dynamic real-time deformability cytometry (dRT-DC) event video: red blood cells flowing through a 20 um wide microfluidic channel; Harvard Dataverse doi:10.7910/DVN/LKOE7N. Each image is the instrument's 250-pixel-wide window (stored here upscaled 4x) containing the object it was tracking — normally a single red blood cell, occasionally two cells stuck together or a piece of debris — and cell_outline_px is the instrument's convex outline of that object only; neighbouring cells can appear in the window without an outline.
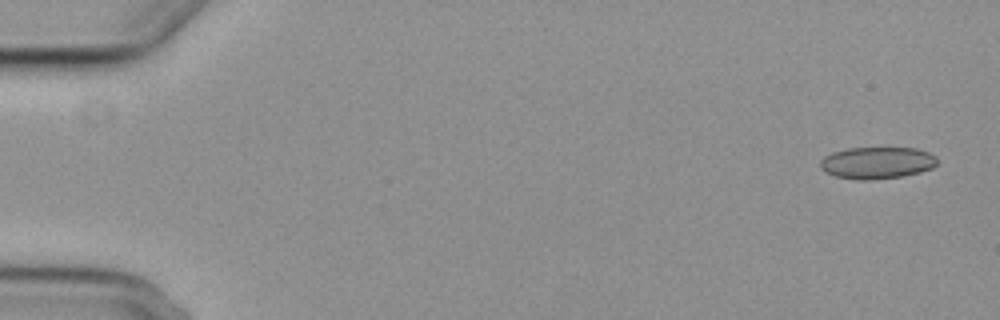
{"species": "common noctule bat (a hibernating species)", "species_latin": "Nyctalus noctula", "temperature_condition": "cold", "stored_images_in_passage": 5, "camera_frame_rate_fps": 3000, "um_per_image_px": 0.085, "animal": {"sex": "female", "body_mass_g": 29.2, "forearm_length_mm": 56.3}, "frame": {"image": 1, "passage_image": 1, "time_ms": 0.0, "image_size_px": [1000, 320], "cell_outline_px": [[936, 164], [932, 168], [920, 172], [904, 176], [872, 180], [860, 180], [836, 176], [820, 168], [820, 160], [824, 156], [832, 152], [848, 148], [916, 148], [928, 152], [936, 156]], "centroid_in_image_um": [74.55, 13.84], "position_along_channel_um": 10.4, "area_um2": 21.73}}